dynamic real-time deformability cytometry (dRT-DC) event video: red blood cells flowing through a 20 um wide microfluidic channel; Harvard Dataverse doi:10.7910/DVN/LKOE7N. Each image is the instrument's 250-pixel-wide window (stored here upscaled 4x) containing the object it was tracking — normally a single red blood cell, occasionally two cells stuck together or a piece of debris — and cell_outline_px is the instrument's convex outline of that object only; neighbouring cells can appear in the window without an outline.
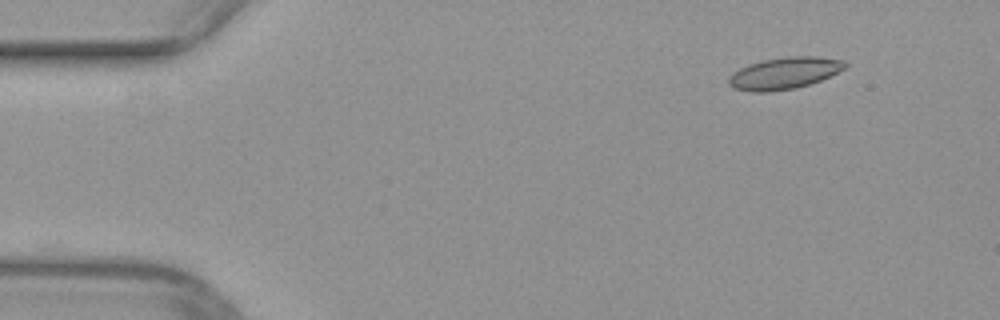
{"species": "common noctule bat (a hibernating species)", "species_latin": "Nyctalus noctula", "temperature_condition": "warm", "stored_images_in_passage": 10, "camera_frame_rate_fps": 3000, "um_per_image_px": 0.085, "animal": {"sex": "female", "body_mass_g": 29.2, "forearm_length_mm": 56.3}, "frame": {"image": 1, "passage_image": 1, "time_ms": 0.0, "image_size_px": [1000, 320], "cell_outline_px": [[848, 64], [844, 68], [820, 80], [796, 88], [768, 92], [752, 92], [736, 88], [728, 84], [728, 76], [732, 72], [748, 64], [764, 60], [784, 56], [816, 56], [844, 60]], "centroid_in_image_um": [66.63, 6.21], "position_along_channel_um": 18.4, "area_um2": 21.5}}